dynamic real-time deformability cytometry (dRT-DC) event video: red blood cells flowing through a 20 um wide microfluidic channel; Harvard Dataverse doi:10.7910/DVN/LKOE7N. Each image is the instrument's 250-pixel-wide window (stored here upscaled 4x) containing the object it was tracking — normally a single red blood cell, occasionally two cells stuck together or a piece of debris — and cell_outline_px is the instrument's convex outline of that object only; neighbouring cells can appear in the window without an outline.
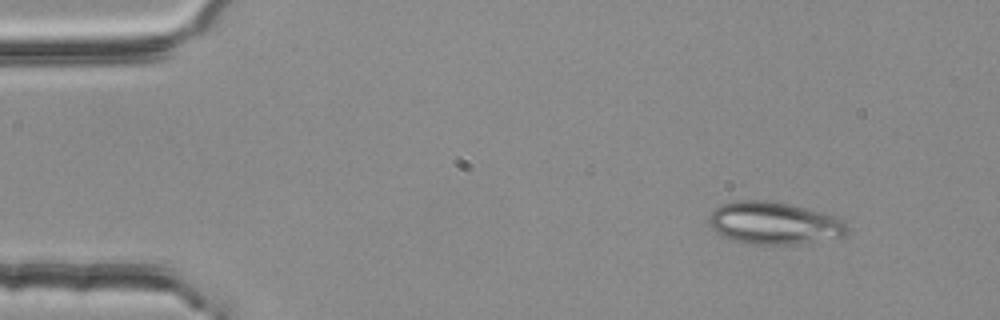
{"species": "common noctule bat (a hibernating species)", "species_latin": "Nyctalus noctula", "temperature_condition": "room temperature", "stored_images_in_passage": 3, "camera_frame_rate_fps": 3000, "um_per_image_px": 0.085, "animal": {"sex": "female", "body_mass_g": 25.1}, "frame": {"image": 1, "passage_image": 1, "time_ms": 0.0, "image_size_px": [1000, 320], "cell_outline_px": [[848, 232], [844, 236], [792, 244], [748, 244], [724, 236], [716, 232], [712, 228], [708, 220], [708, 216], [720, 204], [736, 200], [768, 200], [788, 204], [804, 208], [832, 216], [840, 220], [848, 228]], "centroid_in_image_um": [65.72, 18.95], "position_along_channel_um": 19.3, "area_um2": 33.52}}